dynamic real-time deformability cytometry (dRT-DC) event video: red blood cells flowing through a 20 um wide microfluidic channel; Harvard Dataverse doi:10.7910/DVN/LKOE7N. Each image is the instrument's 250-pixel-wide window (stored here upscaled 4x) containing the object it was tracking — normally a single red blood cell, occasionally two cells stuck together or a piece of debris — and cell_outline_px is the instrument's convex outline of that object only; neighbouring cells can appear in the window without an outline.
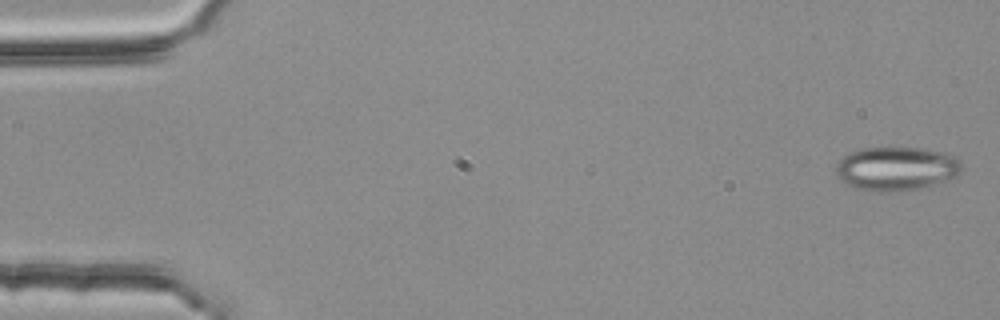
{"species": "common noctule bat (a hibernating species)", "species_latin": "Nyctalus noctula", "temperature_condition": "room temperature", "stored_images_in_passage": 3, "camera_frame_rate_fps": 3000, "um_per_image_px": 0.085, "animal": {"sex": "female", "body_mass_g": 25.1}, "frame": {"image": 1, "passage_image": 1, "time_ms": 0.0, "image_size_px": [1000, 320], "cell_outline_px": [[960, 172], [952, 176], [916, 188], [896, 192], [876, 192], [860, 188], [848, 184], [840, 180], [836, 176], [836, 164], [844, 156], [852, 152], [864, 148], [920, 148], [944, 152], [956, 156], [960, 160]], "centroid_in_image_um": [76.13, 14.32], "position_along_channel_um": 8.9, "area_um2": 31.39}}